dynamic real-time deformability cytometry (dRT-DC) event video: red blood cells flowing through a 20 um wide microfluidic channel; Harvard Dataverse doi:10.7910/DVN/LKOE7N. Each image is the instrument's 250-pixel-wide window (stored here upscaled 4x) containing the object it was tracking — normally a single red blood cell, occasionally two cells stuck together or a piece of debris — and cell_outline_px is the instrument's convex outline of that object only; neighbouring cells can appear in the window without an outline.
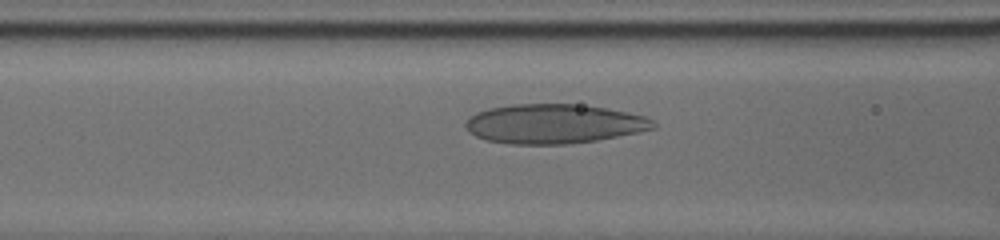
{"species": "human", "species_latin": "Homo sapiens", "temperature_condition": "cold", "stored_images_in_passage": 57, "camera_frame_rate_fps": 3000, "um_per_image_px": 0.085, "donor": {"sex": "male"}, "frame": {"image": 1, "passage_image": 6, "time_ms": 1.333, "image_size_px": [1000, 240], "cell_outline_px": [[656, 128], [596, 140], [568, 144], [512, 144], [488, 140], [476, 136], [468, 132], [464, 124], [468, 116], [476, 112], [488, 108], [512, 104], [576, 104], [604, 108], [628, 112], [644, 116], [652, 120], [656, 124]], "centroid_in_image_um": [47.03, 10.52], "position_along_channel_um": 119.6, "area_um2": 43.0}}
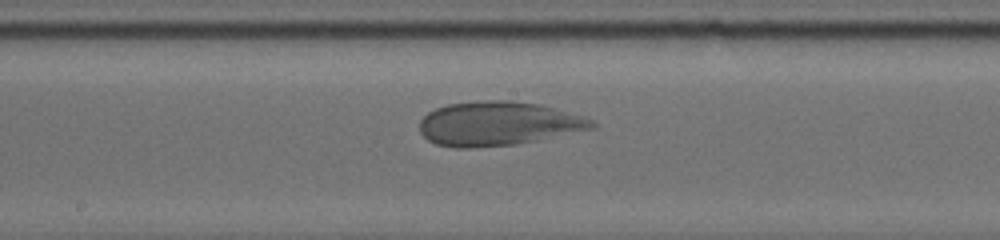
{"frame": {"image": 2, "passage_image": 18, "time_ms": 3.667, "image_size_px": [1000, 240], "cell_outline_px": [[596, 124], [592, 128], [512, 144], [468, 148], [456, 148], [436, 144], [428, 140], [420, 132], [420, 120], [428, 112], [436, 108], [448, 104], [484, 100], [512, 100], [540, 104], [584, 116], [592, 120]], "centroid_in_image_um": [42.28, 10.49], "position_along_channel_um": 205.9, "area_um2": 43.7}}
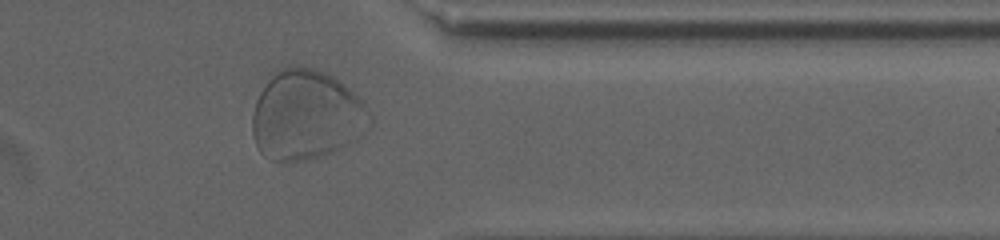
{"frame": {"image": 3, "passage_image": 42, "time_ms": 8.667, "image_size_px": [1000, 240], "cell_outline_px": [[376, 120], [356, 140], [340, 148], [320, 156], [304, 160], [268, 160], [260, 152], [256, 144], [252, 132], [252, 116], [256, 100], [260, 92], [276, 68], [292, 64], [296, 64], [316, 68], [332, 76], [344, 84], [364, 104]], "centroid_in_image_um": [26.04, 9.75], "position_along_channel_um": 385.4, "area_um2": 61.85}}